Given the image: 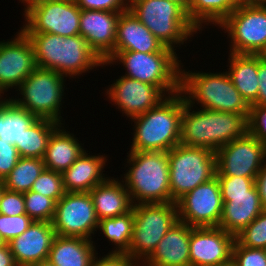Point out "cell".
<instances>
[{
    "instance_id": "obj_1",
    "label": "cell",
    "mask_w": 266,
    "mask_h": 266,
    "mask_svg": "<svg viewBox=\"0 0 266 266\" xmlns=\"http://www.w3.org/2000/svg\"><path fill=\"white\" fill-rule=\"evenodd\" d=\"M184 98L181 115L180 144L191 147H202L214 153L248 133V117L229 112L207 110L192 111Z\"/></svg>"
},
{
    "instance_id": "obj_2",
    "label": "cell",
    "mask_w": 266,
    "mask_h": 266,
    "mask_svg": "<svg viewBox=\"0 0 266 266\" xmlns=\"http://www.w3.org/2000/svg\"><path fill=\"white\" fill-rule=\"evenodd\" d=\"M30 38L39 68L54 70L70 79L103 67L101 58L81 35L62 37L50 33H26Z\"/></svg>"
},
{
    "instance_id": "obj_3",
    "label": "cell",
    "mask_w": 266,
    "mask_h": 266,
    "mask_svg": "<svg viewBox=\"0 0 266 266\" xmlns=\"http://www.w3.org/2000/svg\"><path fill=\"white\" fill-rule=\"evenodd\" d=\"M183 107L184 96L178 92L144 114L131 118L135 128L129 151L168 152L180 144Z\"/></svg>"
},
{
    "instance_id": "obj_4",
    "label": "cell",
    "mask_w": 266,
    "mask_h": 266,
    "mask_svg": "<svg viewBox=\"0 0 266 266\" xmlns=\"http://www.w3.org/2000/svg\"><path fill=\"white\" fill-rule=\"evenodd\" d=\"M127 158L130 167L122 180L132 204L171 202L168 153L129 151Z\"/></svg>"
},
{
    "instance_id": "obj_5",
    "label": "cell",
    "mask_w": 266,
    "mask_h": 266,
    "mask_svg": "<svg viewBox=\"0 0 266 266\" xmlns=\"http://www.w3.org/2000/svg\"><path fill=\"white\" fill-rule=\"evenodd\" d=\"M176 51L165 47L161 52L143 53L136 51L112 52L103 66L123 64L125 77L158 87L165 95L180 92L181 60ZM182 65V66H181Z\"/></svg>"
},
{
    "instance_id": "obj_6",
    "label": "cell",
    "mask_w": 266,
    "mask_h": 266,
    "mask_svg": "<svg viewBox=\"0 0 266 266\" xmlns=\"http://www.w3.org/2000/svg\"><path fill=\"white\" fill-rule=\"evenodd\" d=\"M180 92L192 107L196 101L207 110L242 115L250 113V105L233 85L227 70L201 73L181 68Z\"/></svg>"
},
{
    "instance_id": "obj_7",
    "label": "cell",
    "mask_w": 266,
    "mask_h": 266,
    "mask_svg": "<svg viewBox=\"0 0 266 266\" xmlns=\"http://www.w3.org/2000/svg\"><path fill=\"white\" fill-rule=\"evenodd\" d=\"M129 10L165 47L173 50L198 31L187 12L169 0H129Z\"/></svg>"
},
{
    "instance_id": "obj_8",
    "label": "cell",
    "mask_w": 266,
    "mask_h": 266,
    "mask_svg": "<svg viewBox=\"0 0 266 266\" xmlns=\"http://www.w3.org/2000/svg\"><path fill=\"white\" fill-rule=\"evenodd\" d=\"M167 153L171 202L216 177V154L210 149L178 144Z\"/></svg>"
},
{
    "instance_id": "obj_9",
    "label": "cell",
    "mask_w": 266,
    "mask_h": 266,
    "mask_svg": "<svg viewBox=\"0 0 266 266\" xmlns=\"http://www.w3.org/2000/svg\"><path fill=\"white\" fill-rule=\"evenodd\" d=\"M134 224L128 255L142 264L179 220L176 202L133 205Z\"/></svg>"
},
{
    "instance_id": "obj_10",
    "label": "cell",
    "mask_w": 266,
    "mask_h": 266,
    "mask_svg": "<svg viewBox=\"0 0 266 266\" xmlns=\"http://www.w3.org/2000/svg\"><path fill=\"white\" fill-rule=\"evenodd\" d=\"M64 77L54 70L37 67L17 89L22 98L12 97V100L37 119L64 124L60 116L65 91Z\"/></svg>"
},
{
    "instance_id": "obj_11",
    "label": "cell",
    "mask_w": 266,
    "mask_h": 266,
    "mask_svg": "<svg viewBox=\"0 0 266 266\" xmlns=\"http://www.w3.org/2000/svg\"><path fill=\"white\" fill-rule=\"evenodd\" d=\"M230 38V53L260 54L266 48V6L247 0L219 25Z\"/></svg>"
},
{
    "instance_id": "obj_12",
    "label": "cell",
    "mask_w": 266,
    "mask_h": 266,
    "mask_svg": "<svg viewBox=\"0 0 266 266\" xmlns=\"http://www.w3.org/2000/svg\"><path fill=\"white\" fill-rule=\"evenodd\" d=\"M25 33H50L69 37L80 35L81 9L74 0H43L23 13Z\"/></svg>"
},
{
    "instance_id": "obj_13",
    "label": "cell",
    "mask_w": 266,
    "mask_h": 266,
    "mask_svg": "<svg viewBox=\"0 0 266 266\" xmlns=\"http://www.w3.org/2000/svg\"><path fill=\"white\" fill-rule=\"evenodd\" d=\"M52 227L57 236L92 240L99 219L89 192H66L56 203Z\"/></svg>"
},
{
    "instance_id": "obj_14",
    "label": "cell",
    "mask_w": 266,
    "mask_h": 266,
    "mask_svg": "<svg viewBox=\"0 0 266 266\" xmlns=\"http://www.w3.org/2000/svg\"><path fill=\"white\" fill-rule=\"evenodd\" d=\"M176 204L179 221L192 227H218L223 199L217 177L184 194Z\"/></svg>"
},
{
    "instance_id": "obj_15",
    "label": "cell",
    "mask_w": 266,
    "mask_h": 266,
    "mask_svg": "<svg viewBox=\"0 0 266 266\" xmlns=\"http://www.w3.org/2000/svg\"><path fill=\"white\" fill-rule=\"evenodd\" d=\"M216 175L256 177L266 161V145L247 133L216 152Z\"/></svg>"
},
{
    "instance_id": "obj_16",
    "label": "cell",
    "mask_w": 266,
    "mask_h": 266,
    "mask_svg": "<svg viewBox=\"0 0 266 266\" xmlns=\"http://www.w3.org/2000/svg\"><path fill=\"white\" fill-rule=\"evenodd\" d=\"M36 68L33 44L22 29L11 40L0 41V91L18 89Z\"/></svg>"
},
{
    "instance_id": "obj_17",
    "label": "cell",
    "mask_w": 266,
    "mask_h": 266,
    "mask_svg": "<svg viewBox=\"0 0 266 266\" xmlns=\"http://www.w3.org/2000/svg\"><path fill=\"white\" fill-rule=\"evenodd\" d=\"M105 92L108 100L129 119L144 114L167 97L158 87L123 75Z\"/></svg>"
},
{
    "instance_id": "obj_18",
    "label": "cell",
    "mask_w": 266,
    "mask_h": 266,
    "mask_svg": "<svg viewBox=\"0 0 266 266\" xmlns=\"http://www.w3.org/2000/svg\"><path fill=\"white\" fill-rule=\"evenodd\" d=\"M236 236L220 227H192L189 242L191 266H216L232 258Z\"/></svg>"
},
{
    "instance_id": "obj_19",
    "label": "cell",
    "mask_w": 266,
    "mask_h": 266,
    "mask_svg": "<svg viewBox=\"0 0 266 266\" xmlns=\"http://www.w3.org/2000/svg\"><path fill=\"white\" fill-rule=\"evenodd\" d=\"M122 12L81 10L80 35L104 61L115 49L117 23Z\"/></svg>"
},
{
    "instance_id": "obj_20",
    "label": "cell",
    "mask_w": 266,
    "mask_h": 266,
    "mask_svg": "<svg viewBox=\"0 0 266 266\" xmlns=\"http://www.w3.org/2000/svg\"><path fill=\"white\" fill-rule=\"evenodd\" d=\"M55 230L51 222L33 221L18 237L8 245L18 266H31L48 259Z\"/></svg>"
},
{
    "instance_id": "obj_21",
    "label": "cell",
    "mask_w": 266,
    "mask_h": 266,
    "mask_svg": "<svg viewBox=\"0 0 266 266\" xmlns=\"http://www.w3.org/2000/svg\"><path fill=\"white\" fill-rule=\"evenodd\" d=\"M191 229L192 226L178 220L141 266H191Z\"/></svg>"
},
{
    "instance_id": "obj_22",
    "label": "cell",
    "mask_w": 266,
    "mask_h": 266,
    "mask_svg": "<svg viewBox=\"0 0 266 266\" xmlns=\"http://www.w3.org/2000/svg\"><path fill=\"white\" fill-rule=\"evenodd\" d=\"M223 209L219 226L236 236L264 210L254 185L248 194L222 195Z\"/></svg>"
},
{
    "instance_id": "obj_23",
    "label": "cell",
    "mask_w": 266,
    "mask_h": 266,
    "mask_svg": "<svg viewBox=\"0 0 266 266\" xmlns=\"http://www.w3.org/2000/svg\"><path fill=\"white\" fill-rule=\"evenodd\" d=\"M164 48V44L129 9L120 14L113 52L155 53Z\"/></svg>"
},
{
    "instance_id": "obj_24",
    "label": "cell",
    "mask_w": 266,
    "mask_h": 266,
    "mask_svg": "<svg viewBox=\"0 0 266 266\" xmlns=\"http://www.w3.org/2000/svg\"><path fill=\"white\" fill-rule=\"evenodd\" d=\"M104 155H88L84 150L62 173L65 192H90L108 177L103 173L108 159ZM105 176V177H104Z\"/></svg>"
},
{
    "instance_id": "obj_25",
    "label": "cell",
    "mask_w": 266,
    "mask_h": 266,
    "mask_svg": "<svg viewBox=\"0 0 266 266\" xmlns=\"http://www.w3.org/2000/svg\"><path fill=\"white\" fill-rule=\"evenodd\" d=\"M112 178L108 177L89 192L99 221L126 214L133 207L124 182Z\"/></svg>"
},
{
    "instance_id": "obj_26",
    "label": "cell",
    "mask_w": 266,
    "mask_h": 266,
    "mask_svg": "<svg viewBox=\"0 0 266 266\" xmlns=\"http://www.w3.org/2000/svg\"><path fill=\"white\" fill-rule=\"evenodd\" d=\"M62 125L52 132L43 157L45 169L59 173L67 170L85 150L74 134Z\"/></svg>"
},
{
    "instance_id": "obj_27",
    "label": "cell",
    "mask_w": 266,
    "mask_h": 266,
    "mask_svg": "<svg viewBox=\"0 0 266 266\" xmlns=\"http://www.w3.org/2000/svg\"><path fill=\"white\" fill-rule=\"evenodd\" d=\"M94 245L85 238L56 235L47 260L55 266H91L98 254Z\"/></svg>"
},
{
    "instance_id": "obj_28",
    "label": "cell",
    "mask_w": 266,
    "mask_h": 266,
    "mask_svg": "<svg viewBox=\"0 0 266 266\" xmlns=\"http://www.w3.org/2000/svg\"><path fill=\"white\" fill-rule=\"evenodd\" d=\"M228 75L238 92L249 105L258 97V54L229 53Z\"/></svg>"
},
{
    "instance_id": "obj_29",
    "label": "cell",
    "mask_w": 266,
    "mask_h": 266,
    "mask_svg": "<svg viewBox=\"0 0 266 266\" xmlns=\"http://www.w3.org/2000/svg\"><path fill=\"white\" fill-rule=\"evenodd\" d=\"M247 0H191L187 16L200 32L203 24L219 26L233 11ZM203 26V27H202ZM202 28V29H201Z\"/></svg>"
},
{
    "instance_id": "obj_30",
    "label": "cell",
    "mask_w": 266,
    "mask_h": 266,
    "mask_svg": "<svg viewBox=\"0 0 266 266\" xmlns=\"http://www.w3.org/2000/svg\"><path fill=\"white\" fill-rule=\"evenodd\" d=\"M36 120L32 113L9 97L0 107V139L14 145L20 143L24 131Z\"/></svg>"
},
{
    "instance_id": "obj_31",
    "label": "cell",
    "mask_w": 266,
    "mask_h": 266,
    "mask_svg": "<svg viewBox=\"0 0 266 266\" xmlns=\"http://www.w3.org/2000/svg\"><path fill=\"white\" fill-rule=\"evenodd\" d=\"M59 125L48 119H37L24 131L20 143L15 144L19 156L43 159L49 138Z\"/></svg>"
},
{
    "instance_id": "obj_32",
    "label": "cell",
    "mask_w": 266,
    "mask_h": 266,
    "mask_svg": "<svg viewBox=\"0 0 266 266\" xmlns=\"http://www.w3.org/2000/svg\"><path fill=\"white\" fill-rule=\"evenodd\" d=\"M134 224L133 207L126 214L99 221L98 230L102 231L115 250L111 253H128Z\"/></svg>"
},
{
    "instance_id": "obj_33",
    "label": "cell",
    "mask_w": 266,
    "mask_h": 266,
    "mask_svg": "<svg viewBox=\"0 0 266 266\" xmlns=\"http://www.w3.org/2000/svg\"><path fill=\"white\" fill-rule=\"evenodd\" d=\"M44 169L43 159L20 157L10 174L3 179L4 188L18 193L31 191L34 181Z\"/></svg>"
},
{
    "instance_id": "obj_34",
    "label": "cell",
    "mask_w": 266,
    "mask_h": 266,
    "mask_svg": "<svg viewBox=\"0 0 266 266\" xmlns=\"http://www.w3.org/2000/svg\"><path fill=\"white\" fill-rule=\"evenodd\" d=\"M24 202L26 214L33 221H52L56 208V202L52 198L28 191L24 193Z\"/></svg>"
},
{
    "instance_id": "obj_35",
    "label": "cell",
    "mask_w": 266,
    "mask_h": 266,
    "mask_svg": "<svg viewBox=\"0 0 266 266\" xmlns=\"http://www.w3.org/2000/svg\"><path fill=\"white\" fill-rule=\"evenodd\" d=\"M236 240L248 248L266 249V210L239 232Z\"/></svg>"
},
{
    "instance_id": "obj_36",
    "label": "cell",
    "mask_w": 266,
    "mask_h": 266,
    "mask_svg": "<svg viewBox=\"0 0 266 266\" xmlns=\"http://www.w3.org/2000/svg\"><path fill=\"white\" fill-rule=\"evenodd\" d=\"M31 191L52 198L57 203L66 193L62 173L44 169L34 181Z\"/></svg>"
},
{
    "instance_id": "obj_37",
    "label": "cell",
    "mask_w": 266,
    "mask_h": 266,
    "mask_svg": "<svg viewBox=\"0 0 266 266\" xmlns=\"http://www.w3.org/2000/svg\"><path fill=\"white\" fill-rule=\"evenodd\" d=\"M32 222L33 220L27 214L18 216L0 214V236L8 243L27 230Z\"/></svg>"
},
{
    "instance_id": "obj_38",
    "label": "cell",
    "mask_w": 266,
    "mask_h": 266,
    "mask_svg": "<svg viewBox=\"0 0 266 266\" xmlns=\"http://www.w3.org/2000/svg\"><path fill=\"white\" fill-rule=\"evenodd\" d=\"M232 259L236 266H266V249L248 248L236 240Z\"/></svg>"
},
{
    "instance_id": "obj_39",
    "label": "cell",
    "mask_w": 266,
    "mask_h": 266,
    "mask_svg": "<svg viewBox=\"0 0 266 266\" xmlns=\"http://www.w3.org/2000/svg\"><path fill=\"white\" fill-rule=\"evenodd\" d=\"M216 177L220 184L221 195L248 194V191L255 185L256 179V177L223 175H216Z\"/></svg>"
},
{
    "instance_id": "obj_40",
    "label": "cell",
    "mask_w": 266,
    "mask_h": 266,
    "mask_svg": "<svg viewBox=\"0 0 266 266\" xmlns=\"http://www.w3.org/2000/svg\"><path fill=\"white\" fill-rule=\"evenodd\" d=\"M248 133L266 145V106L250 105Z\"/></svg>"
},
{
    "instance_id": "obj_41",
    "label": "cell",
    "mask_w": 266,
    "mask_h": 266,
    "mask_svg": "<svg viewBox=\"0 0 266 266\" xmlns=\"http://www.w3.org/2000/svg\"><path fill=\"white\" fill-rule=\"evenodd\" d=\"M0 214L8 216L26 214L24 193H18L4 188L0 197Z\"/></svg>"
},
{
    "instance_id": "obj_42",
    "label": "cell",
    "mask_w": 266,
    "mask_h": 266,
    "mask_svg": "<svg viewBox=\"0 0 266 266\" xmlns=\"http://www.w3.org/2000/svg\"><path fill=\"white\" fill-rule=\"evenodd\" d=\"M20 156L14 144L0 139V180L3 181L15 167Z\"/></svg>"
},
{
    "instance_id": "obj_43",
    "label": "cell",
    "mask_w": 266,
    "mask_h": 266,
    "mask_svg": "<svg viewBox=\"0 0 266 266\" xmlns=\"http://www.w3.org/2000/svg\"><path fill=\"white\" fill-rule=\"evenodd\" d=\"M81 10H105L124 12L129 9V0H74Z\"/></svg>"
},
{
    "instance_id": "obj_44",
    "label": "cell",
    "mask_w": 266,
    "mask_h": 266,
    "mask_svg": "<svg viewBox=\"0 0 266 266\" xmlns=\"http://www.w3.org/2000/svg\"><path fill=\"white\" fill-rule=\"evenodd\" d=\"M95 256L91 266H141V264L126 253H107L102 258Z\"/></svg>"
},
{
    "instance_id": "obj_45",
    "label": "cell",
    "mask_w": 266,
    "mask_h": 266,
    "mask_svg": "<svg viewBox=\"0 0 266 266\" xmlns=\"http://www.w3.org/2000/svg\"><path fill=\"white\" fill-rule=\"evenodd\" d=\"M258 97L253 103L259 106H266V62L262 59L261 55L258 54Z\"/></svg>"
},
{
    "instance_id": "obj_46",
    "label": "cell",
    "mask_w": 266,
    "mask_h": 266,
    "mask_svg": "<svg viewBox=\"0 0 266 266\" xmlns=\"http://www.w3.org/2000/svg\"><path fill=\"white\" fill-rule=\"evenodd\" d=\"M255 186L260 196L261 205L266 210V161L255 179Z\"/></svg>"
},
{
    "instance_id": "obj_47",
    "label": "cell",
    "mask_w": 266,
    "mask_h": 266,
    "mask_svg": "<svg viewBox=\"0 0 266 266\" xmlns=\"http://www.w3.org/2000/svg\"><path fill=\"white\" fill-rule=\"evenodd\" d=\"M0 266H18L8 243L0 248Z\"/></svg>"
},
{
    "instance_id": "obj_48",
    "label": "cell",
    "mask_w": 266,
    "mask_h": 266,
    "mask_svg": "<svg viewBox=\"0 0 266 266\" xmlns=\"http://www.w3.org/2000/svg\"><path fill=\"white\" fill-rule=\"evenodd\" d=\"M180 5L186 12H188L191 0H169Z\"/></svg>"
},
{
    "instance_id": "obj_49",
    "label": "cell",
    "mask_w": 266,
    "mask_h": 266,
    "mask_svg": "<svg viewBox=\"0 0 266 266\" xmlns=\"http://www.w3.org/2000/svg\"><path fill=\"white\" fill-rule=\"evenodd\" d=\"M20 1H22L21 3L25 4L23 6H25L24 11H26L31 5L43 0H20Z\"/></svg>"
},
{
    "instance_id": "obj_50",
    "label": "cell",
    "mask_w": 266,
    "mask_h": 266,
    "mask_svg": "<svg viewBox=\"0 0 266 266\" xmlns=\"http://www.w3.org/2000/svg\"><path fill=\"white\" fill-rule=\"evenodd\" d=\"M216 266H236V263L234 262V260L231 258L230 260L217 264Z\"/></svg>"
},
{
    "instance_id": "obj_51",
    "label": "cell",
    "mask_w": 266,
    "mask_h": 266,
    "mask_svg": "<svg viewBox=\"0 0 266 266\" xmlns=\"http://www.w3.org/2000/svg\"><path fill=\"white\" fill-rule=\"evenodd\" d=\"M31 266H55L54 264H52L51 262H49L48 260L42 261L40 263L31 265Z\"/></svg>"
},
{
    "instance_id": "obj_52",
    "label": "cell",
    "mask_w": 266,
    "mask_h": 266,
    "mask_svg": "<svg viewBox=\"0 0 266 266\" xmlns=\"http://www.w3.org/2000/svg\"><path fill=\"white\" fill-rule=\"evenodd\" d=\"M262 59L266 62V48L260 53Z\"/></svg>"
},
{
    "instance_id": "obj_53",
    "label": "cell",
    "mask_w": 266,
    "mask_h": 266,
    "mask_svg": "<svg viewBox=\"0 0 266 266\" xmlns=\"http://www.w3.org/2000/svg\"><path fill=\"white\" fill-rule=\"evenodd\" d=\"M1 94L4 95V93H3L2 91H0V96H1V97H0V99H1V100H0V107H1L2 104L6 101V98H4V100H3V97H2L3 95H1Z\"/></svg>"
},
{
    "instance_id": "obj_54",
    "label": "cell",
    "mask_w": 266,
    "mask_h": 266,
    "mask_svg": "<svg viewBox=\"0 0 266 266\" xmlns=\"http://www.w3.org/2000/svg\"><path fill=\"white\" fill-rule=\"evenodd\" d=\"M3 190H4V185H3V182L0 180V197H1Z\"/></svg>"
},
{
    "instance_id": "obj_55",
    "label": "cell",
    "mask_w": 266,
    "mask_h": 266,
    "mask_svg": "<svg viewBox=\"0 0 266 266\" xmlns=\"http://www.w3.org/2000/svg\"><path fill=\"white\" fill-rule=\"evenodd\" d=\"M5 244H6V242L0 236V248L3 247Z\"/></svg>"
},
{
    "instance_id": "obj_56",
    "label": "cell",
    "mask_w": 266,
    "mask_h": 266,
    "mask_svg": "<svg viewBox=\"0 0 266 266\" xmlns=\"http://www.w3.org/2000/svg\"><path fill=\"white\" fill-rule=\"evenodd\" d=\"M257 2H259L260 4L262 5H265L266 6V0H256Z\"/></svg>"
}]
</instances>
